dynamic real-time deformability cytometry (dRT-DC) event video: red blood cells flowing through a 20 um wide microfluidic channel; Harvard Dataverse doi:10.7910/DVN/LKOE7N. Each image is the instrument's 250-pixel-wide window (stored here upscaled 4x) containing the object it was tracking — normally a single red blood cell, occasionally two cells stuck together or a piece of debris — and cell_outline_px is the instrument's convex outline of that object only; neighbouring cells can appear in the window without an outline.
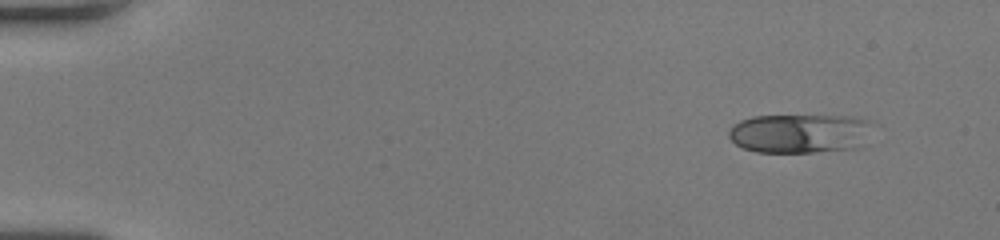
{"species": "human", "species_latin": "Homo sapiens", "temperature_condition": "room temperature", "stored_images_in_passage": 48, "camera_frame_rate_fps": 3000, "um_per_image_px": 0.085, "donor": {"sex": "female"}, "frame": {"image": 1, "passage_image": 1, "time_ms": 0.0, "image_size_px": [1000, 240], "cell_outline_px": [[868, 120], [856, 148], [812, 152], [756, 152], [744, 148], [736, 144], [728, 136], [728, 132], [732, 124], [740, 120], [752, 116], [852, 116]], "centroid_in_image_um": [67.79, 11.33], "position_along_channel_um": 17.2, "area_um2": 31.91}}
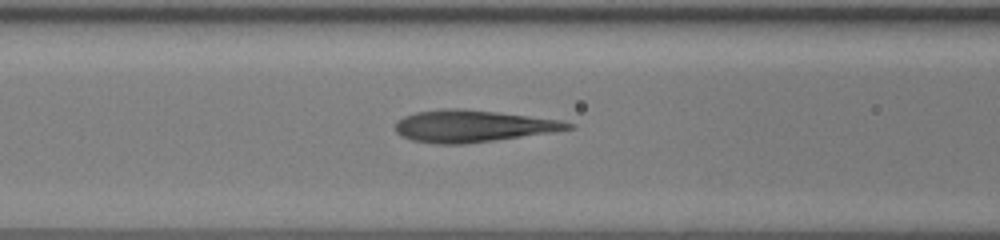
{"frame": {"image": 2, "passage_image": 19, "time_ms": 6.0, "image_size_px": [1000, 240], "cell_outline_px": [[576, 128], [552, 132], [464, 144], [436, 144], [412, 140], [400, 136], [396, 132], [396, 120], [404, 116], [416, 112], [444, 108], [460, 108], [496, 112], [560, 120], [572, 124]], "centroid_in_image_um": [40.13, 10.72], "position_along_channel_um": 126.5, "area_um2": 31.96}}
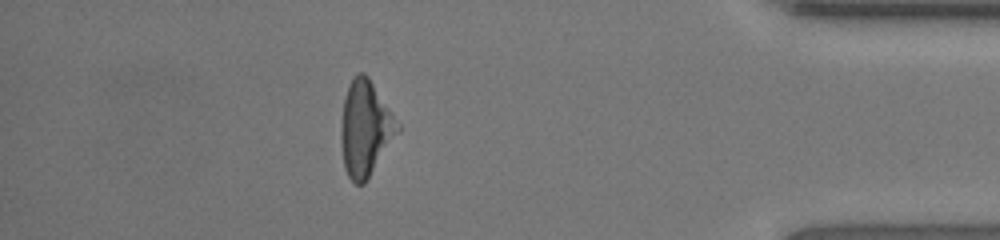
{"frame": {"image": 3, "passage_image": 42, "time_ms": 13.667, "image_size_px": [1000, 240], "cell_outline_px": [[400, 132], [364, 184], [356, 184], [348, 176], [344, 168], [340, 140], [340, 128], [344, 100], [348, 84], [352, 76], [356, 72], [364, 72], [368, 76], [400, 124]], "centroid_in_image_um": [31.05, 10.91], "position_along_channel_um": 404.2, "area_um2": 31.73}, "authors_computed_cell_mechanics": {"area_um2": 31.8478, "velocity_mm_per_s": 4.1218, "shape_relaxation_time_tau1_ms": 4.3359, "shape_relaxation_time_tau2_ms": 1.4104, "deformation_change_tau1": 0.1704, "deformation_change_tau2": 0.1047}}